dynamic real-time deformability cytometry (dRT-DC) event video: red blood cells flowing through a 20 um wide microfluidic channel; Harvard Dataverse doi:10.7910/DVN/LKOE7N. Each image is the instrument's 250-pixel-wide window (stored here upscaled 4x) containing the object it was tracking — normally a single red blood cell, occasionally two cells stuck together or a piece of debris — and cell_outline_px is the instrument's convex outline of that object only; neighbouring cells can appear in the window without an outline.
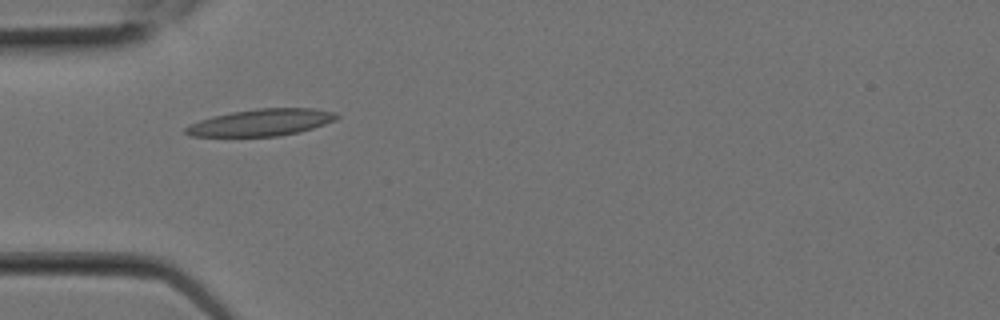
{"species": "Egyptian fruit bat (a non-hibernating species)", "species_latin": "Rousettus aegyptiacus", "temperature_condition": "room temperature", "stored_images_in_passage": 3, "camera_frame_rate_fps": 3000, "um_per_image_px": 0.085, "animal": {"sex": "female"}, "frame": {"image": 1, "passage_image": 3, "time_ms": 0.667, "image_size_px": [1000, 320], "cell_outline_px": [[340, 116], [336, 120], [300, 132], [280, 136], [188, 136], [184, 132], [184, 128], [188, 124], [212, 116], [232, 112], [256, 108], [312, 108], [336, 112]], "centroid_in_image_um": [22.2, 10.41], "position_along_channel_um": 62.8, "area_um2": 23.76}}